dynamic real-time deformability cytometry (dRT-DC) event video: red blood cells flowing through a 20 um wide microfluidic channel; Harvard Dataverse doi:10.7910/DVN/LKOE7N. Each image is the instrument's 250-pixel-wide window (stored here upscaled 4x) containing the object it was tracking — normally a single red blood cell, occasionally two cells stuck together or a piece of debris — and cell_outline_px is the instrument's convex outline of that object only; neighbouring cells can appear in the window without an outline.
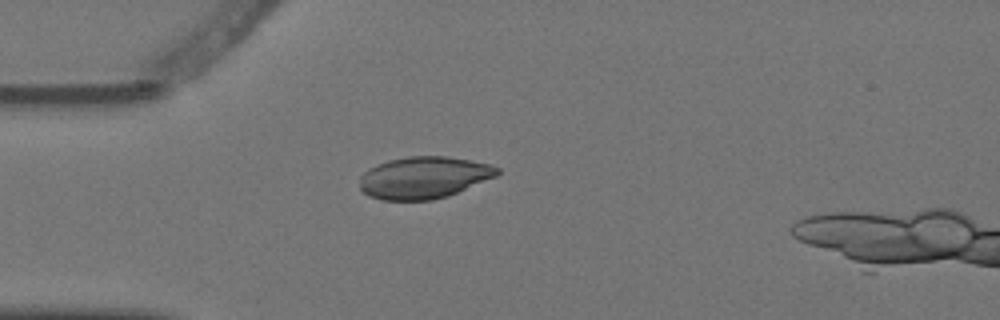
{"species": "Egyptian fruit bat (a non-hibernating species)", "species_latin": "Rousettus aegyptiacus", "temperature_condition": "warm", "stored_images_in_passage": 1, "camera_frame_rate_fps": 3000, "um_per_image_px": 0.085, "animal": {"sex": "female"}, "frame": {"image": 1, "passage_image": 1, "time_ms": 0.0, "image_size_px": [1000, 320], "cell_outline_px": [[500, 172], [496, 176], [448, 196], [432, 200], [380, 200], [368, 196], [360, 188], [360, 176], [368, 168], [388, 160], [408, 156], [448, 156], [492, 164], [500, 168]], "centroid_in_image_um": [36.02, 15.09], "position_along_channel_um": 49.0, "area_um2": 33.81}}